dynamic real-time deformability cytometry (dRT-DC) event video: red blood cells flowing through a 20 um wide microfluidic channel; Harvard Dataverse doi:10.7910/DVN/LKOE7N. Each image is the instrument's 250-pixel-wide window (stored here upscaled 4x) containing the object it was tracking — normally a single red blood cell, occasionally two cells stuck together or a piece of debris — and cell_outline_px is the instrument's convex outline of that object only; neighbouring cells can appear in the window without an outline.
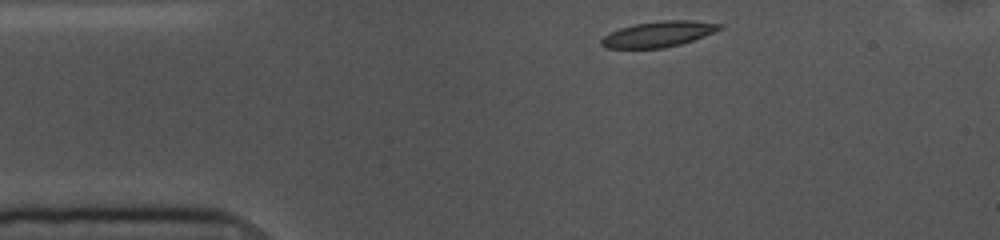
{"species": "common noctule bat (a hibernating species)", "species_latin": "Nyctalus noctula", "temperature_condition": "cold", "stored_images_in_passage": 46, "camera_frame_rate_fps": 3000, "um_per_image_px": 0.085, "animal": {"sex": "female", "body_mass_g": 10.0, "forearm_length_mm": 53.1}, "frame": {"image": 1, "passage_image": 1, "time_ms": 0.0, "image_size_px": [1000, 240], "cell_outline_px": [[724, 28], [704, 36], [680, 44], [664, 48], [604, 48], [600, 44], [600, 40], [604, 36], [620, 28], [632, 24], [664, 20], [692, 20], [724, 24]], "centroid_in_image_um": [55.98, 2.89], "position_along_channel_um": 29.0, "area_um2": 17.74}}
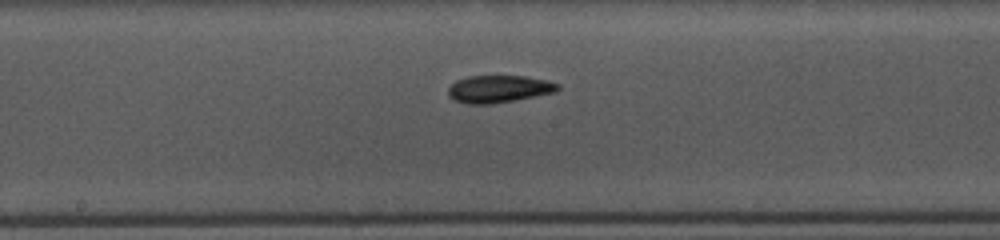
{"frame": {"image": 2, "passage_image": 19, "time_ms": 6.0, "image_size_px": [1000, 240], "cell_outline_px": [[560, 88], [556, 92], [516, 100], [492, 104], [468, 104], [452, 100], [448, 96], [448, 88], [456, 80], [468, 76], [524, 76], [548, 80], [560, 84]], "centroid_in_image_um": [42.4, 7.57], "position_along_channel_um": 205.8, "area_um2": 17.69}}
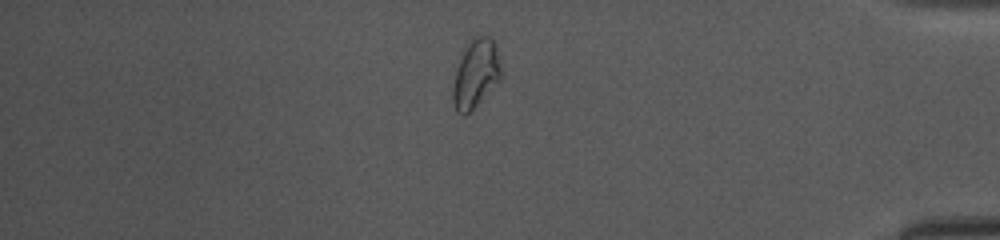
{"frame": {"image": 3, "passage_image": 38, "time_ms": 12.333, "image_size_px": [1000, 240], "cell_outline_px": [[500, 80], [464, 116], [456, 112], [452, 100], [452, 88], [456, 68], [472, 36], [492, 36], [496, 44], [500, 68]], "centroid_in_image_um": [40.42, 6.25], "position_along_channel_um": 394.8, "area_um2": 18.9}, "authors_computed_cell_mechanics": {"area_um2": 17.5423, "velocity_mm_per_s": 3.5816, "shape_relaxation_time_tau1_ms": 4.6532, "shape_relaxation_time_tau2_ms": 5.2313, "deformation_change_tau1": 0.118, "deformation_change_tau2": 0.1009}}